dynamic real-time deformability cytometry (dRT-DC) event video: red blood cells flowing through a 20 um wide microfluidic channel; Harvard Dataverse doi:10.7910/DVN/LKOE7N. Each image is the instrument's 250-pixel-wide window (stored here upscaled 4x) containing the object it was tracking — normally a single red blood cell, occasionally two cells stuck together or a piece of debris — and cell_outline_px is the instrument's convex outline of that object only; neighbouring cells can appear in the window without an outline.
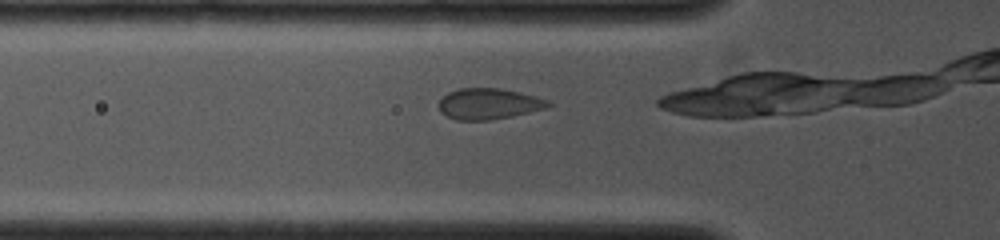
{"species": "common noctule bat (a hibernating species)", "species_latin": "Nyctalus noctula", "temperature_condition": "cold", "stored_images_in_passage": 4, "camera_frame_rate_fps": 4000, "um_per_image_px": 0.085, "animal": {"sex": "female", "body_mass_g": 19.0, "forearm_length_mm": 53.3}, "frame": {"image": 1, "passage_image": 2, "time_ms": 0.25, "image_size_px": [1000, 240], "cell_outline_px": [[552, 104], [548, 108], [512, 116], [488, 120], [456, 120], [440, 112], [436, 104], [448, 92], [460, 88], [500, 88], [520, 92], [536, 96], [548, 100]], "centroid_in_image_um": [41.54, 8.82], "position_along_channel_um": 84.3, "area_um2": 19.88}}